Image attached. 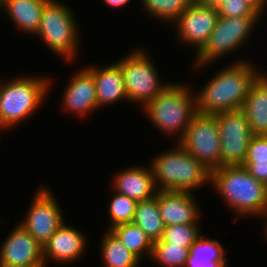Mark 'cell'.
I'll return each mask as SVG.
<instances>
[{"label":"cell","mask_w":267,"mask_h":267,"mask_svg":"<svg viewBox=\"0 0 267 267\" xmlns=\"http://www.w3.org/2000/svg\"><path fill=\"white\" fill-rule=\"evenodd\" d=\"M238 60L216 72L200 88L195 95L197 112L215 115L242 108L251 85L262 72L252 61Z\"/></svg>","instance_id":"cell-1"},{"label":"cell","mask_w":267,"mask_h":267,"mask_svg":"<svg viewBox=\"0 0 267 267\" xmlns=\"http://www.w3.org/2000/svg\"><path fill=\"white\" fill-rule=\"evenodd\" d=\"M212 187L226 207L240 217H265L267 186L254 179L243 166H223L211 172Z\"/></svg>","instance_id":"cell-2"},{"label":"cell","mask_w":267,"mask_h":267,"mask_svg":"<svg viewBox=\"0 0 267 267\" xmlns=\"http://www.w3.org/2000/svg\"><path fill=\"white\" fill-rule=\"evenodd\" d=\"M176 143L149 163L157 190L194 193L193 190L204 184L211 185V171Z\"/></svg>","instance_id":"cell-3"},{"label":"cell","mask_w":267,"mask_h":267,"mask_svg":"<svg viewBox=\"0 0 267 267\" xmlns=\"http://www.w3.org/2000/svg\"><path fill=\"white\" fill-rule=\"evenodd\" d=\"M0 82V126L11 129L38 112L52 86L49 77L17 76Z\"/></svg>","instance_id":"cell-4"},{"label":"cell","mask_w":267,"mask_h":267,"mask_svg":"<svg viewBox=\"0 0 267 267\" xmlns=\"http://www.w3.org/2000/svg\"><path fill=\"white\" fill-rule=\"evenodd\" d=\"M187 84L169 83V85L142 108L149 122L153 123L165 135L179 134V142L197 113L196 97Z\"/></svg>","instance_id":"cell-5"},{"label":"cell","mask_w":267,"mask_h":267,"mask_svg":"<svg viewBox=\"0 0 267 267\" xmlns=\"http://www.w3.org/2000/svg\"><path fill=\"white\" fill-rule=\"evenodd\" d=\"M58 0H49L44 8L40 26L35 34L45 45L67 63L78 57L79 29L74 12Z\"/></svg>","instance_id":"cell-6"},{"label":"cell","mask_w":267,"mask_h":267,"mask_svg":"<svg viewBox=\"0 0 267 267\" xmlns=\"http://www.w3.org/2000/svg\"><path fill=\"white\" fill-rule=\"evenodd\" d=\"M261 16H219L213 32L204 46L195 54L193 68L200 70L217 59L241 48L248 41Z\"/></svg>","instance_id":"cell-7"},{"label":"cell","mask_w":267,"mask_h":267,"mask_svg":"<svg viewBox=\"0 0 267 267\" xmlns=\"http://www.w3.org/2000/svg\"><path fill=\"white\" fill-rule=\"evenodd\" d=\"M116 62L122 68L128 100L135 104L139 103L141 107L161 93L170 83H162L155 64L143 48L132 50L131 54L129 52Z\"/></svg>","instance_id":"cell-8"},{"label":"cell","mask_w":267,"mask_h":267,"mask_svg":"<svg viewBox=\"0 0 267 267\" xmlns=\"http://www.w3.org/2000/svg\"><path fill=\"white\" fill-rule=\"evenodd\" d=\"M178 143L211 172L221 167L220 134L215 115L197 112Z\"/></svg>","instance_id":"cell-9"},{"label":"cell","mask_w":267,"mask_h":267,"mask_svg":"<svg viewBox=\"0 0 267 267\" xmlns=\"http://www.w3.org/2000/svg\"><path fill=\"white\" fill-rule=\"evenodd\" d=\"M215 116L220 134L221 167L242 166L253 136L244 111L240 108Z\"/></svg>","instance_id":"cell-10"},{"label":"cell","mask_w":267,"mask_h":267,"mask_svg":"<svg viewBox=\"0 0 267 267\" xmlns=\"http://www.w3.org/2000/svg\"><path fill=\"white\" fill-rule=\"evenodd\" d=\"M55 198L46 185L39 187L26 216L19 223L42 247L65 222Z\"/></svg>","instance_id":"cell-11"},{"label":"cell","mask_w":267,"mask_h":267,"mask_svg":"<svg viewBox=\"0 0 267 267\" xmlns=\"http://www.w3.org/2000/svg\"><path fill=\"white\" fill-rule=\"evenodd\" d=\"M215 8L192 3L173 23L177 29L179 41L192 45L198 52L207 42L218 20Z\"/></svg>","instance_id":"cell-12"},{"label":"cell","mask_w":267,"mask_h":267,"mask_svg":"<svg viewBox=\"0 0 267 267\" xmlns=\"http://www.w3.org/2000/svg\"><path fill=\"white\" fill-rule=\"evenodd\" d=\"M46 265L43 247L19 224L0 246V267Z\"/></svg>","instance_id":"cell-13"},{"label":"cell","mask_w":267,"mask_h":267,"mask_svg":"<svg viewBox=\"0 0 267 267\" xmlns=\"http://www.w3.org/2000/svg\"><path fill=\"white\" fill-rule=\"evenodd\" d=\"M83 232L64 222L43 246V261L56 264L75 263L85 254L87 239ZM67 262V263H66ZM65 263V264H64Z\"/></svg>","instance_id":"cell-14"},{"label":"cell","mask_w":267,"mask_h":267,"mask_svg":"<svg viewBox=\"0 0 267 267\" xmlns=\"http://www.w3.org/2000/svg\"><path fill=\"white\" fill-rule=\"evenodd\" d=\"M62 98L63 110L78 117L98 110L93 75L86 68H80L66 85Z\"/></svg>","instance_id":"cell-15"},{"label":"cell","mask_w":267,"mask_h":267,"mask_svg":"<svg viewBox=\"0 0 267 267\" xmlns=\"http://www.w3.org/2000/svg\"><path fill=\"white\" fill-rule=\"evenodd\" d=\"M158 205L165 227L195 224L202 214L191 192L158 191Z\"/></svg>","instance_id":"cell-16"},{"label":"cell","mask_w":267,"mask_h":267,"mask_svg":"<svg viewBox=\"0 0 267 267\" xmlns=\"http://www.w3.org/2000/svg\"><path fill=\"white\" fill-rule=\"evenodd\" d=\"M112 179L114 192L128 196L137 202L150 199L157 194L153 172L149 166H128Z\"/></svg>","instance_id":"cell-17"},{"label":"cell","mask_w":267,"mask_h":267,"mask_svg":"<svg viewBox=\"0 0 267 267\" xmlns=\"http://www.w3.org/2000/svg\"><path fill=\"white\" fill-rule=\"evenodd\" d=\"M94 78L98 109L112 103L128 100L122 68L117 62L107 66H86Z\"/></svg>","instance_id":"cell-18"},{"label":"cell","mask_w":267,"mask_h":267,"mask_svg":"<svg viewBox=\"0 0 267 267\" xmlns=\"http://www.w3.org/2000/svg\"><path fill=\"white\" fill-rule=\"evenodd\" d=\"M253 135H267V74L253 82L241 108Z\"/></svg>","instance_id":"cell-19"},{"label":"cell","mask_w":267,"mask_h":267,"mask_svg":"<svg viewBox=\"0 0 267 267\" xmlns=\"http://www.w3.org/2000/svg\"><path fill=\"white\" fill-rule=\"evenodd\" d=\"M49 0H1V11L6 10L11 22L24 34L37 33L43 8Z\"/></svg>","instance_id":"cell-20"},{"label":"cell","mask_w":267,"mask_h":267,"mask_svg":"<svg viewBox=\"0 0 267 267\" xmlns=\"http://www.w3.org/2000/svg\"><path fill=\"white\" fill-rule=\"evenodd\" d=\"M226 253L220 241L201 234L191 246L184 267H227Z\"/></svg>","instance_id":"cell-21"},{"label":"cell","mask_w":267,"mask_h":267,"mask_svg":"<svg viewBox=\"0 0 267 267\" xmlns=\"http://www.w3.org/2000/svg\"><path fill=\"white\" fill-rule=\"evenodd\" d=\"M132 222L135 223L152 242L162 238L165 226L158 205V191L156 196L137 202Z\"/></svg>","instance_id":"cell-22"},{"label":"cell","mask_w":267,"mask_h":267,"mask_svg":"<svg viewBox=\"0 0 267 267\" xmlns=\"http://www.w3.org/2000/svg\"><path fill=\"white\" fill-rule=\"evenodd\" d=\"M100 244V256L104 267H138L140 265L141 261L110 230H106Z\"/></svg>","instance_id":"cell-23"},{"label":"cell","mask_w":267,"mask_h":267,"mask_svg":"<svg viewBox=\"0 0 267 267\" xmlns=\"http://www.w3.org/2000/svg\"><path fill=\"white\" fill-rule=\"evenodd\" d=\"M109 230L140 261L144 255L151 258L153 242L135 223L118 224Z\"/></svg>","instance_id":"cell-24"},{"label":"cell","mask_w":267,"mask_h":267,"mask_svg":"<svg viewBox=\"0 0 267 267\" xmlns=\"http://www.w3.org/2000/svg\"><path fill=\"white\" fill-rule=\"evenodd\" d=\"M144 9L152 18L174 23L176 19L193 3V0H140Z\"/></svg>","instance_id":"cell-25"},{"label":"cell","mask_w":267,"mask_h":267,"mask_svg":"<svg viewBox=\"0 0 267 267\" xmlns=\"http://www.w3.org/2000/svg\"><path fill=\"white\" fill-rule=\"evenodd\" d=\"M189 250L170 242H153L151 260L164 267H184Z\"/></svg>","instance_id":"cell-26"},{"label":"cell","mask_w":267,"mask_h":267,"mask_svg":"<svg viewBox=\"0 0 267 267\" xmlns=\"http://www.w3.org/2000/svg\"><path fill=\"white\" fill-rule=\"evenodd\" d=\"M114 193L108 206L110 225L107 230L118 224L132 222L136 211V200L117 192Z\"/></svg>","instance_id":"cell-27"},{"label":"cell","mask_w":267,"mask_h":267,"mask_svg":"<svg viewBox=\"0 0 267 267\" xmlns=\"http://www.w3.org/2000/svg\"><path fill=\"white\" fill-rule=\"evenodd\" d=\"M199 222L195 224L166 226L162 238L155 242H170L191 249V246L202 234Z\"/></svg>","instance_id":"cell-28"},{"label":"cell","mask_w":267,"mask_h":267,"mask_svg":"<svg viewBox=\"0 0 267 267\" xmlns=\"http://www.w3.org/2000/svg\"><path fill=\"white\" fill-rule=\"evenodd\" d=\"M216 10L218 15L223 17L261 16L263 14L250 0H222Z\"/></svg>","instance_id":"cell-29"},{"label":"cell","mask_w":267,"mask_h":267,"mask_svg":"<svg viewBox=\"0 0 267 267\" xmlns=\"http://www.w3.org/2000/svg\"><path fill=\"white\" fill-rule=\"evenodd\" d=\"M267 160V135H253L245 161H263Z\"/></svg>","instance_id":"cell-30"},{"label":"cell","mask_w":267,"mask_h":267,"mask_svg":"<svg viewBox=\"0 0 267 267\" xmlns=\"http://www.w3.org/2000/svg\"><path fill=\"white\" fill-rule=\"evenodd\" d=\"M242 166L254 179L267 186V160L244 161Z\"/></svg>","instance_id":"cell-31"},{"label":"cell","mask_w":267,"mask_h":267,"mask_svg":"<svg viewBox=\"0 0 267 267\" xmlns=\"http://www.w3.org/2000/svg\"><path fill=\"white\" fill-rule=\"evenodd\" d=\"M193 2L204 7L217 9L222 0H193Z\"/></svg>","instance_id":"cell-32"},{"label":"cell","mask_w":267,"mask_h":267,"mask_svg":"<svg viewBox=\"0 0 267 267\" xmlns=\"http://www.w3.org/2000/svg\"><path fill=\"white\" fill-rule=\"evenodd\" d=\"M105 5L110 6L111 8H121L127 5L131 0H103Z\"/></svg>","instance_id":"cell-33"},{"label":"cell","mask_w":267,"mask_h":267,"mask_svg":"<svg viewBox=\"0 0 267 267\" xmlns=\"http://www.w3.org/2000/svg\"><path fill=\"white\" fill-rule=\"evenodd\" d=\"M257 8H259L262 12L266 9L267 0H250Z\"/></svg>","instance_id":"cell-34"},{"label":"cell","mask_w":267,"mask_h":267,"mask_svg":"<svg viewBox=\"0 0 267 267\" xmlns=\"http://www.w3.org/2000/svg\"><path fill=\"white\" fill-rule=\"evenodd\" d=\"M263 219H265V221H266V222H264V223H265V226H264V230H263V232H264V234H265L264 237H266V239H267V214L265 215V217H264ZM266 241H267V240H266Z\"/></svg>","instance_id":"cell-35"},{"label":"cell","mask_w":267,"mask_h":267,"mask_svg":"<svg viewBox=\"0 0 267 267\" xmlns=\"http://www.w3.org/2000/svg\"><path fill=\"white\" fill-rule=\"evenodd\" d=\"M31 267H47V265H36V266H31Z\"/></svg>","instance_id":"cell-36"}]
</instances>
